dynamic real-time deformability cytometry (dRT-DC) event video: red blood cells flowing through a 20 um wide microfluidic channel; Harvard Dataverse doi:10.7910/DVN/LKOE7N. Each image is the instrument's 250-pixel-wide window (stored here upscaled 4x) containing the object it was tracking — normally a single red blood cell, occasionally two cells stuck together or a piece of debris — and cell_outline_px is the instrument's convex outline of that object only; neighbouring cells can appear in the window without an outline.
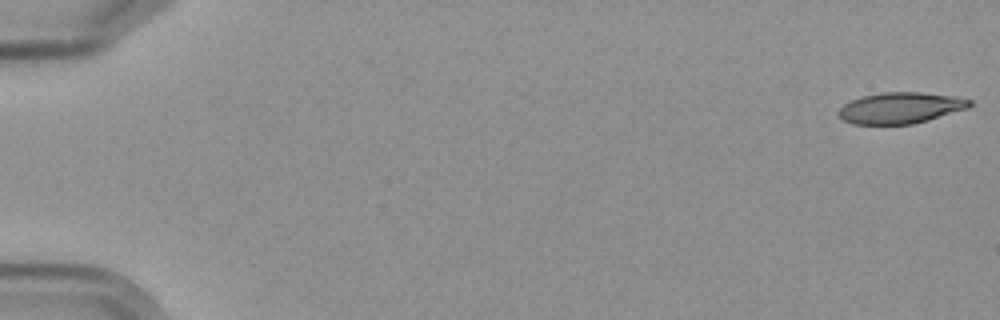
{"species": "Egyptian fruit bat (a non-hibernating species)", "species_latin": "Rousettus aegyptiacus", "temperature_condition": "cold", "stored_images_in_passage": 6, "camera_frame_rate_fps": 3000, "um_per_image_px": 0.085, "frame": {"image": 1, "passage_image": 1, "time_ms": 0.0, "image_size_px": [1000, 320], "cell_outline_px": [[972, 104], [968, 108], [928, 120], [912, 124], [852, 124], [844, 120], [836, 112], [844, 104], [852, 100], [864, 96], [884, 92], [920, 92], [956, 96], [972, 100]], "centroid_in_image_um": [76.56, 9.17], "position_along_channel_um": 8.4, "area_um2": 23.7}}
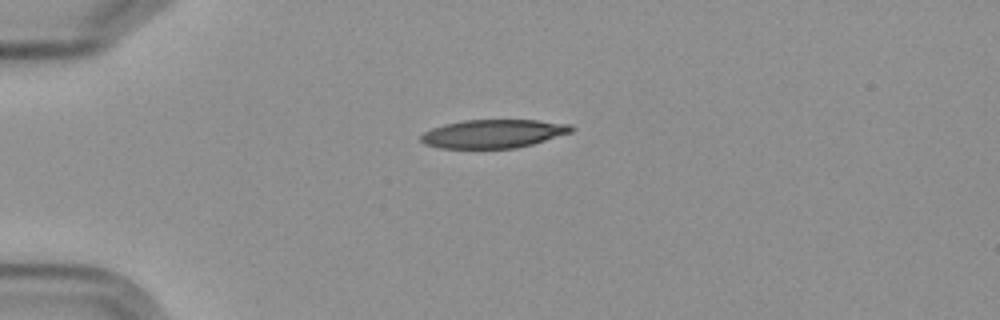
{"frame": {"image": 2, "passage_image": 5, "time_ms": 4.667, "image_size_px": [1000, 320], "cell_outline_px": [[572, 132], [532, 144], [516, 148], [440, 148], [424, 144], [420, 140], [420, 136], [424, 132], [432, 128], [444, 124], [464, 120], [536, 120], [572, 124]], "centroid_in_image_um": [41.91, 11.36], "position_along_channel_um": 43.1, "area_um2": 24.91}}